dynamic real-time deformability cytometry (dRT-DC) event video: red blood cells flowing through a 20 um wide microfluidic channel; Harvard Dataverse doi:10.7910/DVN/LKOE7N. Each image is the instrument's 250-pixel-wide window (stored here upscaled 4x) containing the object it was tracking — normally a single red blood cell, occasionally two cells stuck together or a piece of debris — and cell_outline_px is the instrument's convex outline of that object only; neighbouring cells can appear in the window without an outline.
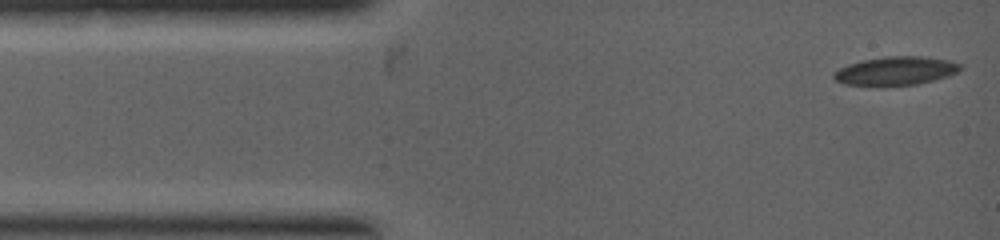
{"species": "common noctule bat (a hibernating species)", "species_latin": "Nyctalus noctula", "temperature_condition": "warm", "stored_images_in_passage": 3, "camera_frame_rate_fps": 5000, "um_per_image_px": 0.085, "animal": {"sex": "female", "body_mass_g": 19.0, "forearm_length_mm": 53.3}, "frame": {"image": 1, "passage_image": 1, "time_ms": 0.0, "image_size_px": [1000, 240], "cell_outline_px": [[964, 68], [948, 76], [916, 84], [844, 84], [836, 80], [832, 76], [832, 72], [848, 64], [864, 60], [888, 56], [920, 56], [952, 60], [964, 64]], "centroid_in_image_um": [76.2, 5.99], "position_along_channel_um": 8.8, "area_um2": 20.69}}
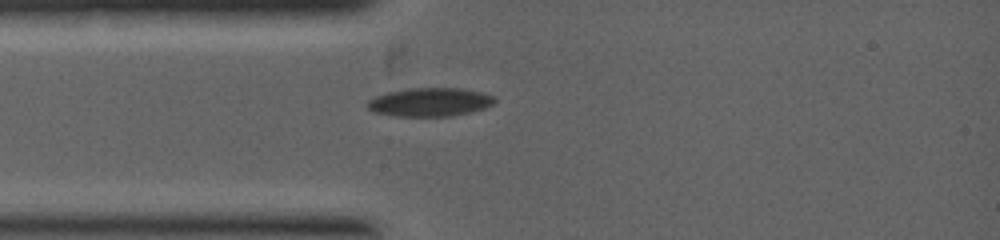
{"frame": {"image": 2, "passage_image": 3, "time_ms": 1.6, "image_size_px": [1000, 240], "cell_outline_px": [[496, 100], [492, 104], [484, 108], [452, 116], [396, 116], [376, 112], [368, 108], [368, 100], [376, 96], [388, 92], [408, 88], [460, 88], [484, 92], [496, 96]], "centroid_in_image_um": [36.58, 8.66], "position_along_channel_um": 48.4, "area_um2": 21.1}}